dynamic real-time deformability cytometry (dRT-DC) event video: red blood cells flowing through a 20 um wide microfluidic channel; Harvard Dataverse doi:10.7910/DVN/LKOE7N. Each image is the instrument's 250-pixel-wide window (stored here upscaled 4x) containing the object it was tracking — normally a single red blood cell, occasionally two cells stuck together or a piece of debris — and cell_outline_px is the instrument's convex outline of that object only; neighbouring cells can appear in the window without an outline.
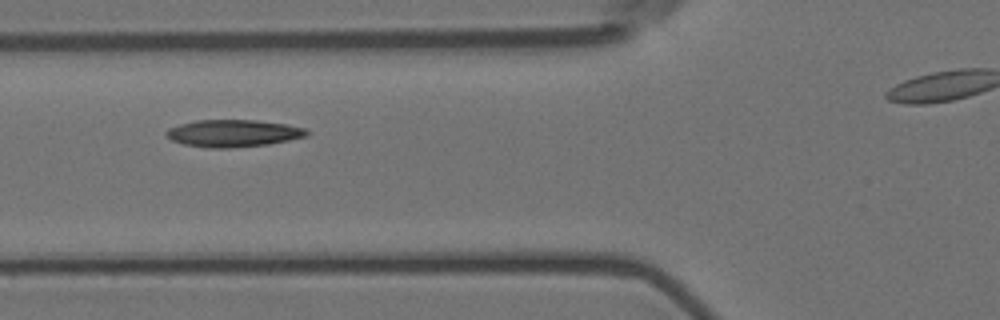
{"species": "Egyptian fruit bat (a non-hibernating species)", "species_latin": "Rousettus aegyptiacus", "temperature_condition": "room temperature", "stored_images_in_passage": 10, "camera_frame_rate_fps": 3000, "um_per_image_px": 0.085, "animal": {"sex": "female"}, "frame": {"image": 1, "passage_image": 2, "time_ms": 0.333, "image_size_px": [1000, 320], "cell_outline_px": [[312, 132], [308, 136], [268, 144], [228, 148], [208, 148], [184, 144], [172, 140], [164, 132], [168, 128], [180, 124], [196, 120], [256, 120], [288, 124], [304, 128]], "centroid_in_image_um": [19.85, 11.32], "position_along_channel_um": 105.9, "area_um2": 22.31}}
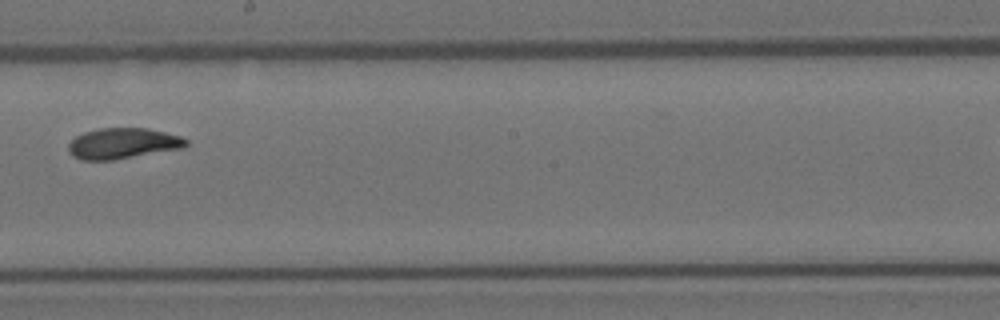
{"frame": {"image": 2, "passage_image": 5, "time_ms": 1.333, "image_size_px": [1000, 320], "cell_outline_px": [[188, 144], [184, 148], [116, 160], [80, 160], [72, 156], [68, 152], [68, 144], [76, 136], [84, 132], [100, 128], [148, 128], [180, 136], [188, 140]], "centroid_in_image_um": [10.44, 12.2], "position_along_channel_um": 237.8, "area_um2": 21.33}}
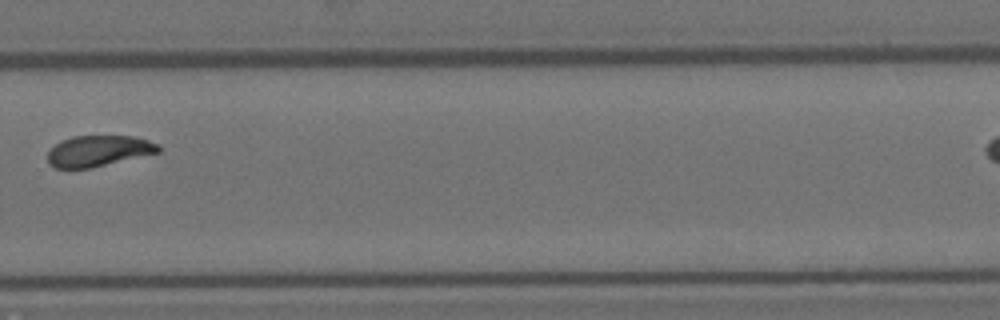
{"frame": {"image": 3, "passage_image": 7, "time_ms": 2.0, "image_size_px": [1000, 320], "cell_outline_px": [[160, 152], [92, 168], [56, 168], [48, 164], [48, 152], [60, 140], [72, 136], [132, 136], [148, 140], [160, 144]], "centroid_in_image_um": [8.38, 12.83], "position_along_channel_um": 321.4, "area_um2": 20.06}}